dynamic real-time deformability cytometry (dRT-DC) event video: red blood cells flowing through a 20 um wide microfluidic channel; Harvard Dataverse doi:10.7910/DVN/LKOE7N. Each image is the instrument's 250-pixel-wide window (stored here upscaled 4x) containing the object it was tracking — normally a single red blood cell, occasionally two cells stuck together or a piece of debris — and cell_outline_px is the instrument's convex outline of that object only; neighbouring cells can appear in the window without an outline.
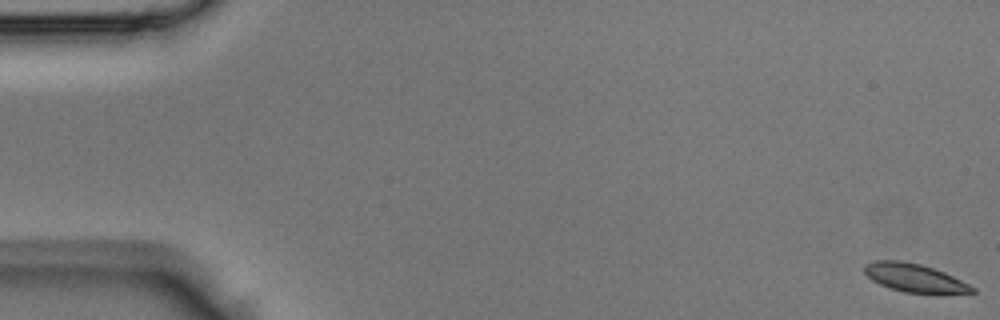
{"species": "Egyptian fruit bat (a non-hibernating species)", "species_latin": "Rousettus aegyptiacus", "temperature_condition": "room temperature", "stored_images_in_passage": 45, "camera_frame_rate_fps": 3000, "um_per_image_px": 0.085, "animal": {"sex": "male"}, "frame": {"image": 1, "passage_image": 1, "time_ms": 0.0, "image_size_px": [1000, 320], "cell_outline_px": [[976, 292], [936, 296], [904, 292], [880, 284], [872, 280], [864, 272], [864, 264], [876, 260], [900, 260], [920, 264], [944, 272], [976, 288]], "centroid_in_image_um": [77.79, 23.66], "position_along_channel_um": 7.2, "area_um2": 18.26}}
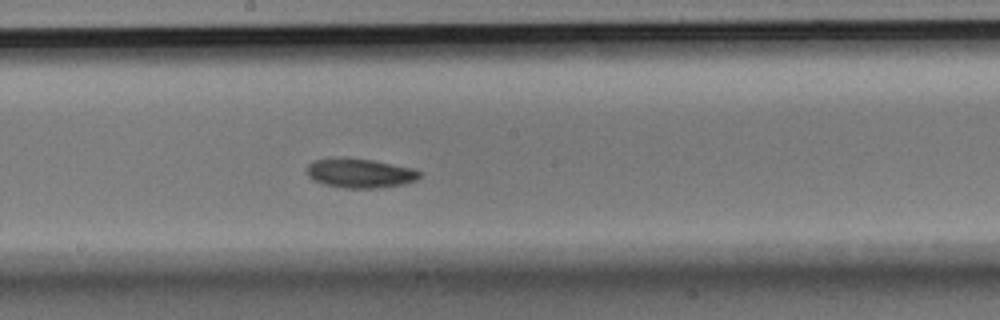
{"frame": {"image": 2, "passage_image": 24, "time_ms": 7.667, "image_size_px": [1000, 320], "cell_outline_px": [[420, 176], [416, 180], [404, 184], [380, 188], [344, 188], [324, 184], [312, 180], [308, 176], [308, 164], [316, 160], [344, 156], [372, 160], [412, 168], [420, 172]], "centroid_in_image_um": [30.58, 14.71], "position_along_channel_um": 217.6, "area_um2": 19.36}}
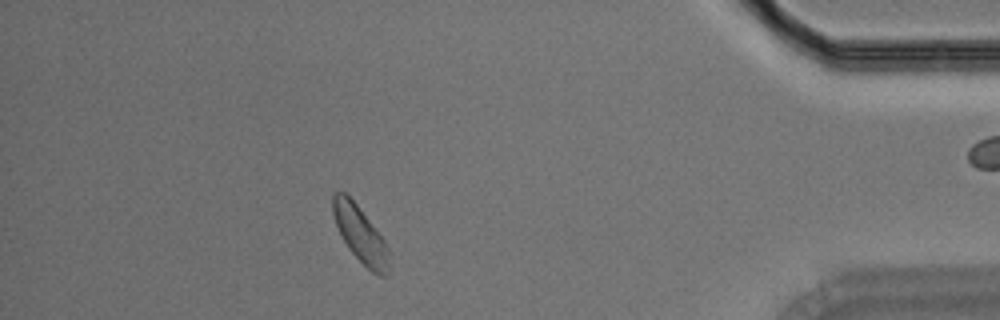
{"frame": {"image": 3, "passage_image": 39, "time_ms": 12.667, "image_size_px": [1000, 320], "cell_outline_px": [[392, 268], [384, 276], [380, 276], [372, 272], [348, 248], [336, 224], [332, 212], [332, 196], [336, 192], [344, 192], [356, 204], [384, 240], [388, 248]], "centroid_in_image_um": [30.66, 19.96], "position_along_channel_um": 404.5, "area_um2": 18.09}}